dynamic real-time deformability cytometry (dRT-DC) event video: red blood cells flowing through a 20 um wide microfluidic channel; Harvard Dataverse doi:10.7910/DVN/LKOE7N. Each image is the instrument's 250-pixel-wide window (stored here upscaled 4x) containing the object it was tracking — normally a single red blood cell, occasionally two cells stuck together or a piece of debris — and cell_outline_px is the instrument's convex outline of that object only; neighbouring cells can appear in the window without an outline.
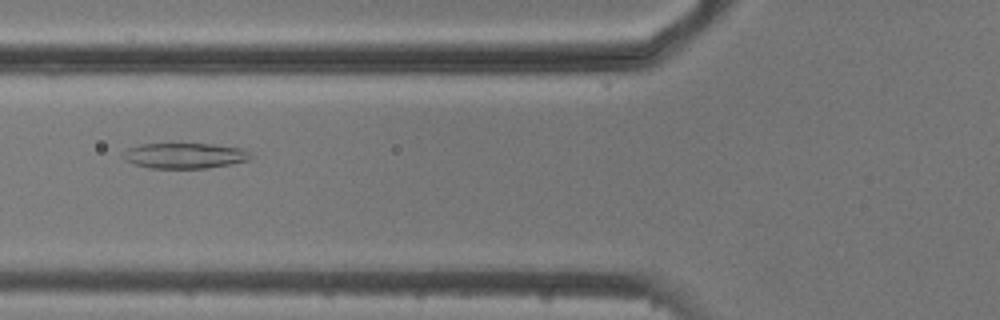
{"species": "common noctule bat (a hibernating species)", "species_latin": "Nyctalus noctula", "temperature_condition": "cold", "stored_images_in_passage": 10, "camera_frame_rate_fps": 3000, "um_per_image_px": 0.085, "animal": {"sex": "male", "body_mass_g": 20.5, "forearm_length_mm": 52.5}, "frame": {"image": 1, "passage_image": 5, "time_ms": 5.667, "image_size_px": [1000, 320], "cell_outline_px": [[252, 160], [232, 164], [204, 168], [148, 168], [132, 164], [124, 160], [120, 156], [128, 148], [140, 144], [216, 144], [240, 148], [248, 152], [252, 156]], "centroid_in_image_um": [15.67, 13.24], "position_along_channel_um": 110.1, "area_um2": 19.13}}
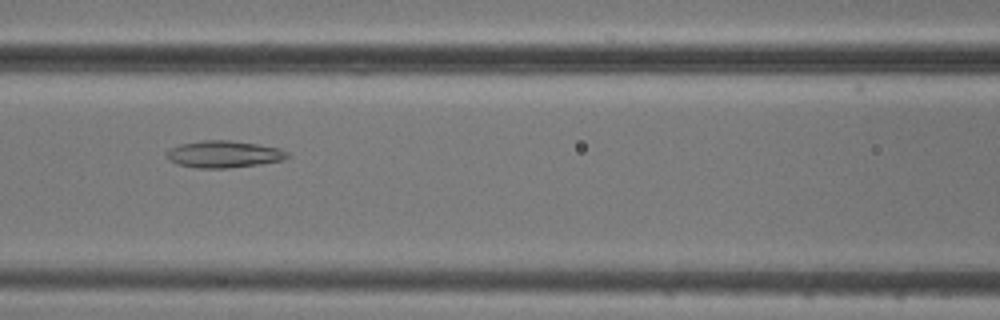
{"frame": {"image": 2, "passage_image": 6, "time_ms": 6.667, "image_size_px": [1000, 320], "cell_outline_px": [[288, 156], [284, 160], [260, 164], [228, 168], [196, 168], [176, 164], [168, 160], [164, 156], [164, 152], [168, 148], [180, 144], [204, 140], [228, 140], [256, 144], [280, 148], [288, 152]], "centroid_in_image_um": [18.95, 13.11], "position_along_channel_um": 147.6, "area_um2": 19.19}}
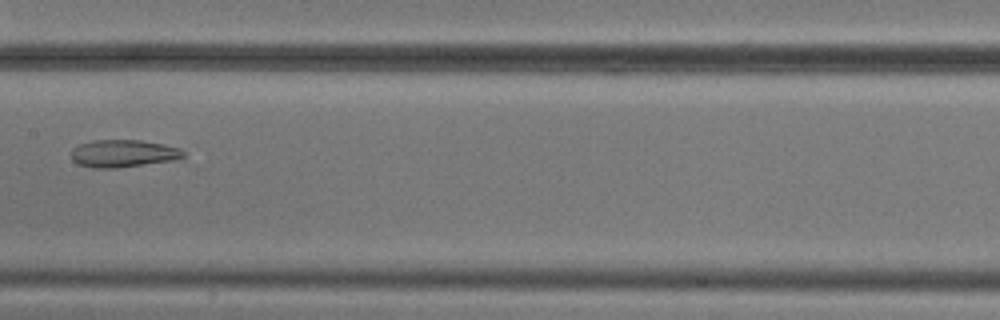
{"frame": {"image": 3, "passage_image": 7, "time_ms": 8.0, "image_size_px": [1000, 320], "cell_outline_px": [[184, 156], [176, 160], [116, 168], [92, 168], [76, 164], [72, 160], [72, 148], [80, 144], [96, 140], [140, 140], [164, 144], [180, 148], [184, 152]], "centroid_in_image_um": [10.47, 13.05], "position_along_channel_um": 196.9, "area_um2": 18.03}}